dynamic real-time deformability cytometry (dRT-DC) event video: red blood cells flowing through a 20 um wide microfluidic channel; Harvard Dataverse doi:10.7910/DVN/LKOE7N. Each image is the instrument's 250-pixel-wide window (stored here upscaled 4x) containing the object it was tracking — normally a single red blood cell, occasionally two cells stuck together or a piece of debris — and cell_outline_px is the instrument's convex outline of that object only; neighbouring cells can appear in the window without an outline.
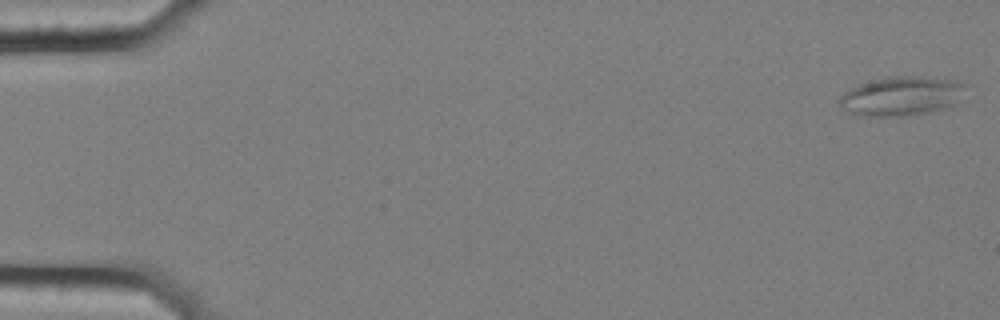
{"species": "common noctule bat (a hibernating species)", "species_latin": "Nyctalus noctula", "temperature_condition": "cold", "stored_images_in_passage": 15, "camera_frame_rate_fps": 3000, "um_per_image_px": 0.085, "animal": {"sex": "female", "body_mass_g": 25.1}, "frame": {"image": 1, "passage_image": 1, "time_ms": 0.0, "image_size_px": [1000, 320], "cell_outline_px": [[968, 84], [960, 100], [956, 104], [948, 108], [908, 116], [860, 116], [836, 104], [836, 100], [844, 92], [860, 84], [884, 76], [916, 76], [948, 80]], "centroid_in_image_um": [76.62, 8.17], "position_along_channel_um": 8.4, "area_um2": 29.02}}